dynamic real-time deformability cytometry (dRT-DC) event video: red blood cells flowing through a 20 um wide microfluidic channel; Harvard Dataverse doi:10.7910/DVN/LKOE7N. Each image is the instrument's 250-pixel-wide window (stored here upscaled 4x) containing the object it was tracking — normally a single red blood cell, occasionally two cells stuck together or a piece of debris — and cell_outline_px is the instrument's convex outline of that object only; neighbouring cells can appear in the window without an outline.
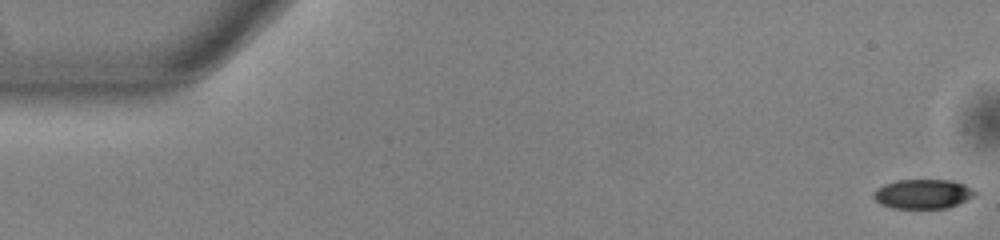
{"species": "common noctule bat (a hibernating species)", "species_latin": "Nyctalus noctula", "temperature_condition": "warm", "stored_images_in_passage": 54, "camera_frame_rate_fps": 3000, "um_per_image_px": 0.085, "animal": {"sex": "male", "body_mass_g": 13.0, "forearm_length_mm": 53.1}, "frame": {"image": 1, "passage_image": 1, "time_ms": 0.0, "image_size_px": [1000, 240], "cell_outline_px": [[976, 192], [972, 196], [948, 208], [892, 208], [880, 204], [872, 196], [872, 192], [876, 188], [884, 184], [896, 180], [952, 180], [964, 184]], "centroid_in_image_um": [78.37, 16.48], "position_along_channel_um": 6.6, "area_um2": 17.28}}
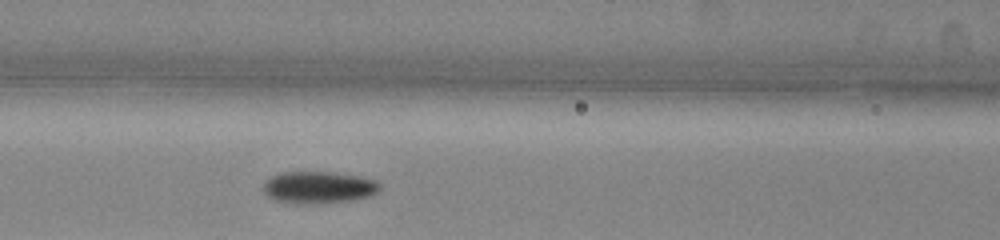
{"frame": {"image": 2, "passage_image": 23, "time_ms": 7.333, "image_size_px": [1000, 240], "cell_outline_px": [[380, 188], [372, 196], [352, 200], [316, 204], [304, 204], [276, 200], [268, 196], [264, 192], [264, 184], [272, 176], [280, 172], [332, 172], [360, 176], [376, 180], [380, 184]], "centroid_in_image_um": [27.12, 15.93], "position_along_channel_um": 139.5, "area_um2": 21.73}}
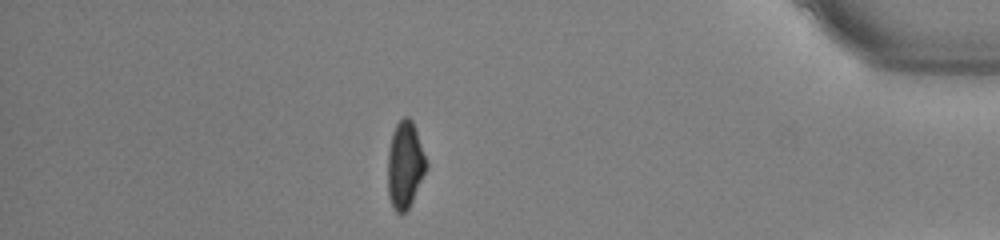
{"frame": {"image": 3, "passage_image": 47, "time_ms": 15.333, "image_size_px": [1000, 240], "cell_outline_px": [[428, 168], [408, 208], [404, 212], [396, 212], [392, 208], [388, 196], [388, 152], [392, 136], [396, 124], [404, 116], [408, 116], [412, 120], [428, 164]], "centroid_in_image_um": [34.42, 14.03], "position_along_channel_um": 400.8, "area_um2": 19.36}, "authors_computed_cell_mechanics": {"area_um2": 19.7676, "velocity_mm_per_s": 3.8253, "shape_relaxation_time_tau1_ms": 3.7365, "shape_relaxation_time_tau2_ms": 4.951, "deformation_change_tau1": 0.1436, "deformation_change_tau2": 0.1046}}